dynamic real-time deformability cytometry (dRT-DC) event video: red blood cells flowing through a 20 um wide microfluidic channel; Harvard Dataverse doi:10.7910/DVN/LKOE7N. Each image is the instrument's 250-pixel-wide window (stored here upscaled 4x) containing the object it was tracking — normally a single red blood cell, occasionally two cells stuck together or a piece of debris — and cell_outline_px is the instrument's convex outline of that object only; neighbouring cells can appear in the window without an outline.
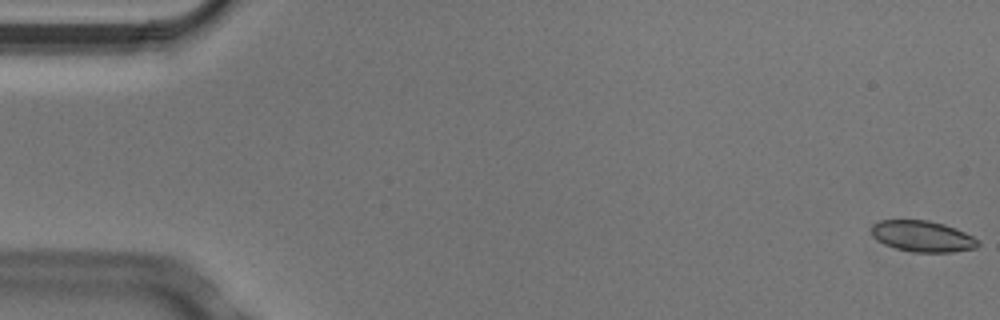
{"species": "Egyptian fruit bat (a non-hibernating species)", "species_latin": "Rousettus aegyptiacus", "temperature_condition": "cold", "stored_images_in_passage": 4, "camera_frame_rate_fps": 3000, "um_per_image_px": 0.085, "animal": {"sex": "male"}, "frame": {"image": 1, "passage_image": 1, "time_ms": 0.0, "image_size_px": [1000, 320], "cell_outline_px": [[980, 244], [976, 248], [952, 252], [912, 252], [896, 248], [884, 244], [876, 240], [872, 236], [872, 224], [880, 220], [928, 220], [944, 224], [956, 228], [980, 240]], "centroid_in_image_um": [78.42, 20.08], "position_along_channel_um": 6.6, "area_um2": 19.42}}